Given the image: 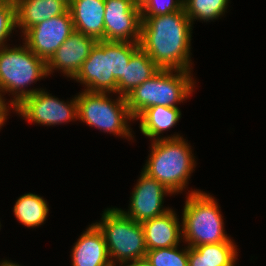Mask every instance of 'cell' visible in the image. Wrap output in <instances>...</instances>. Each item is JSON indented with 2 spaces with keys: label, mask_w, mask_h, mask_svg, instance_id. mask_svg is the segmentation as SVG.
<instances>
[{
  "label": "cell",
  "mask_w": 266,
  "mask_h": 266,
  "mask_svg": "<svg viewBox=\"0 0 266 266\" xmlns=\"http://www.w3.org/2000/svg\"><path fill=\"white\" fill-rule=\"evenodd\" d=\"M181 114L180 108L155 105L144 110L135 120L140 121L141 133L152 141L163 138H179L182 137L179 134L167 137H163L161 134L172 127L174 128L179 122Z\"/></svg>",
  "instance_id": "cell-18"
},
{
  "label": "cell",
  "mask_w": 266,
  "mask_h": 266,
  "mask_svg": "<svg viewBox=\"0 0 266 266\" xmlns=\"http://www.w3.org/2000/svg\"><path fill=\"white\" fill-rule=\"evenodd\" d=\"M74 30L72 16L68 10L29 28L23 34L22 40L35 55L48 62Z\"/></svg>",
  "instance_id": "cell-11"
},
{
  "label": "cell",
  "mask_w": 266,
  "mask_h": 266,
  "mask_svg": "<svg viewBox=\"0 0 266 266\" xmlns=\"http://www.w3.org/2000/svg\"><path fill=\"white\" fill-rule=\"evenodd\" d=\"M15 29L16 4L10 2H0V48L8 44L6 41L9 40Z\"/></svg>",
  "instance_id": "cell-25"
},
{
  "label": "cell",
  "mask_w": 266,
  "mask_h": 266,
  "mask_svg": "<svg viewBox=\"0 0 266 266\" xmlns=\"http://www.w3.org/2000/svg\"><path fill=\"white\" fill-rule=\"evenodd\" d=\"M119 266H153L147 257L140 258L136 261L127 264H121Z\"/></svg>",
  "instance_id": "cell-26"
},
{
  "label": "cell",
  "mask_w": 266,
  "mask_h": 266,
  "mask_svg": "<svg viewBox=\"0 0 266 266\" xmlns=\"http://www.w3.org/2000/svg\"><path fill=\"white\" fill-rule=\"evenodd\" d=\"M71 251L72 266H113L103 232L95 223L79 236Z\"/></svg>",
  "instance_id": "cell-14"
},
{
  "label": "cell",
  "mask_w": 266,
  "mask_h": 266,
  "mask_svg": "<svg viewBox=\"0 0 266 266\" xmlns=\"http://www.w3.org/2000/svg\"><path fill=\"white\" fill-rule=\"evenodd\" d=\"M18 0H0V2H10L16 4Z\"/></svg>",
  "instance_id": "cell-30"
},
{
  "label": "cell",
  "mask_w": 266,
  "mask_h": 266,
  "mask_svg": "<svg viewBox=\"0 0 266 266\" xmlns=\"http://www.w3.org/2000/svg\"><path fill=\"white\" fill-rule=\"evenodd\" d=\"M8 115H9V112H0V129L7 121Z\"/></svg>",
  "instance_id": "cell-28"
},
{
  "label": "cell",
  "mask_w": 266,
  "mask_h": 266,
  "mask_svg": "<svg viewBox=\"0 0 266 266\" xmlns=\"http://www.w3.org/2000/svg\"><path fill=\"white\" fill-rule=\"evenodd\" d=\"M136 186L130 197L128 211L119 208L132 220L142 223L146 220L163 215L171 208L163 206L164 197L171 193L163 184L148 176L141 170Z\"/></svg>",
  "instance_id": "cell-12"
},
{
  "label": "cell",
  "mask_w": 266,
  "mask_h": 266,
  "mask_svg": "<svg viewBox=\"0 0 266 266\" xmlns=\"http://www.w3.org/2000/svg\"><path fill=\"white\" fill-rule=\"evenodd\" d=\"M191 72L160 69L126 96L130 114L136 119L155 105L179 108L178 103H183L194 92L196 80Z\"/></svg>",
  "instance_id": "cell-5"
},
{
  "label": "cell",
  "mask_w": 266,
  "mask_h": 266,
  "mask_svg": "<svg viewBox=\"0 0 266 266\" xmlns=\"http://www.w3.org/2000/svg\"><path fill=\"white\" fill-rule=\"evenodd\" d=\"M230 0H183V8L192 24L196 20L210 22L225 15ZM196 19V20H195Z\"/></svg>",
  "instance_id": "cell-22"
},
{
  "label": "cell",
  "mask_w": 266,
  "mask_h": 266,
  "mask_svg": "<svg viewBox=\"0 0 266 266\" xmlns=\"http://www.w3.org/2000/svg\"><path fill=\"white\" fill-rule=\"evenodd\" d=\"M141 23L139 0H105L104 40L139 43Z\"/></svg>",
  "instance_id": "cell-10"
},
{
  "label": "cell",
  "mask_w": 266,
  "mask_h": 266,
  "mask_svg": "<svg viewBox=\"0 0 266 266\" xmlns=\"http://www.w3.org/2000/svg\"><path fill=\"white\" fill-rule=\"evenodd\" d=\"M142 17H153L180 11L183 0H139Z\"/></svg>",
  "instance_id": "cell-24"
},
{
  "label": "cell",
  "mask_w": 266,
  "mask_h": 266,
  "mask_svg": "<svg viewBox=\"0 0 266 266\" xmlns=\"http://www.w3.org/2000/svg\"><path fill=\"white\" fill-rule=\"evenodd\" d=\"M108 92L83 90L77 97L78 119L102 132L125 139L134 140L129 121L135 119L130 114L126 97L110 98Z\"/></svg>",
  "instance_id": "cell-7"
},
{
  "label": "cell",
  "mask_w": 266,
  "mask_h": 266,
  "mask_svg": "<svg viewBox=\"0 0 266 266\" xmlns=\"http://www.w3.org/2000/svg\"><path fill=\"white\" fill-rule=\"evenodd\" d=\"M187 193L181 217L182 238L187 246L234 241L225 233L217 199L197 189Z\"/></svg>",
  "instance_id": "cell-6"
},
{
  "label": "cell",
  "mask_w": 266,
  "mask_h": 266,
  "mask_svg": "<svg viewBox=\"0 0 266 266\" xmlns=\"http://www.w3.org/2000/svg\"><path fill=\"white\" fill-rule=\"evenodd\" d=\"M237 249L234 241L189 247L188 266H235Z\"/></svg>",
  "instance_id": "cell-20"
},
{
  "label": "cell",
  "mask_w": 266,
  "mask_h": 266,
  "mask_svg": "<svg viewBox=\"0 0 266 266\" xmlns=\"http://www.w3.org/2000/svg\"><path fill=\"white\" fill-rule=\"evenodd\" d=\"M148 250L177 246L182 238V223L173 209L141 223Z\"/></svg>",
  "instance_id": "cell-15"
},
{
  "label": "cell",
  "mask_w": 266,
  "mask_h": 266,
  "mask_svg": "<svg viewBox=\"0 0 266 266\" xmlns=\"http://www.w3.org/2000/svg\"><path fill=\"white\" fill-rule=\"evenodd\" d=\"M46 201L40 195L26 193L15 202L14 215L27 228L39 227L48 217L49 205Z\"/></svg>",
  "instance_id": "cell-21"
},
{
  "label": "cell",
  "mask_w": 266,
  "mask_h": 266,
  "mask_svg": "<svg viewBox=\"0 0 266 266\" xmlns=\"http://www.w3.org/2000/svg\"><path fill=\"white\" fill-rule=\"evenodd\" d=\"M178 246L148 250L146 257L153 266H188L189 247Z\"/></svg>",
  "instance_id": "cell-23"
},
{
  "label": "cell",
  "mask_w": 266,
  "mask_h": 266,
  "mask_svg": "<svg viewBox=\"0 0 266 266\" xmlns=\"http://www.w3.org/2000/svg\"><path fill=\"white\" fill-rule=\"evenodd\" d=\"M151 142V151L142 171L163 184L173 195L182 193L195 171L193 149L183 137Z\"/></svg>",
  "instance_id": "cell-3"
},
{
  "label": "cell",
  "mask_w": 266,
  "mask_h": 266,
  "mask_svg": "<svg viewBox=\"0 0 266 266\" xmlns=\"http://www.w3.org/2000/svg\"><path fill=\"white\" fill-rule=\"evenodd\" d=\"M192 25L184 8L142 17L139 45L160 69L191 71Z\"/></svg>",
  "instance_id": "cell-1"
},
{
  "label": "cell",
  "mask_w": 266,
  "mask_h": 266,
  "mask_svg": "<svg viewBox=\"0 0 266 266\" xmlns=\"http://www.w3.org/2000/svg\"><path fill=\"white\" fill-rule=\"evenodd\" d=\"M9 103L5 102L0 93V112H10Z\"/></svg>",
  "instance_id": "cell-27"
},
{
  "label": "cell",
  "mask_w": 266,
  "mask_h": 266,
  "mask_svg": "<svg viewBox=\"0 0 266 266\" xmlns=\"http://www.w3.org/2000/svg\"><path fill=\"white\" fill-rule=\"evenodd\" d=\"M102 212L101 220L95 224L103 232L112 265L146 257L148 249L142 224L129 218L119 208L111 207Z\"/></svg>",
  "instance_id": "cell-8"
},
{
  "label": "cell",
  "mask_w": 266,
  "mask_h": 266,
  "mask_svg": "<svg viewBox=\"0 0 266 266\" xmlns=\"http://www.w3.org/2000/svg\"><path fill=\"white\" fill-rule=\"evenodd\" d=\"M0 48V93L13 97L10 108H15L23 99L43 88H30L32 83L48 76L47 62L35 55L23 42L22 46ZM27 88V89H26Z\"/></svg>",
  "instance_id": "cell-4"
},
{
  "label": "cell",
  "mask_w": 266,
  "mask_h": 266,
  "mask_svg": "<svg viewBox=\"0 0 266 266\" xmlns=\"http://www.w3.org/2000/svg\"><path fill=\"white\" fill-rule=\"evenodd\" d=\"M0 266H21V265L11 262L10 260H2V262L0 261Z\"/></svg>",
  "instance_id": "cell-29"
},
{
  "label": "cell",
  "mask_w": 266,
  "mask_h": 266,
  "mask_svg": "<svg viewBox=\"0 0 266 266\" xmlns=\"http://www.w3.org/2000/svg\"><path fill=\"white\" fill-rule=\"evenodd\" d=\"M160 68L139 47L130 58L124 71V76L117 82V95L126 97L136 87L143 84L146 80L154 76Z\"/></svg>",
  "instance_id": "cell-19"
},
{
  "label": "cell",
  "mask_w": 266,
  "mask_h": 266,
  "mask_svg": "<svg viewBox=\"0 0 266 266\" xmlns=\"http://www.w3.org/2000/svg\"><path fill=\"white\" fill-rule=\"evenodd\" d=\"M139 47V43L98 41L72 80L80 82L89 92L117 94V82L124 76L131 55Z\"/></svg>",
  "instance_id": "cell-2"
},
{
  "label": "cell",
  "mask_w": 266,
  "mask_h": 266,
  "mask_svg": "<svg viewBox=\"0 0 266 266\" xmlns=\"http://www.w3.org/2000/svg\"><path fill=\"white\" fill-rule=\"evenodd\" d=\"M69 10L65 0H18L16 3V28L22 35L31 27L36 26Z\"/></svg>",
  "instance_id": "cell-17"
},
{
  "label": "cell",
  "mask_w": 266,
  "mask_h": 266,
  "mask_svg": "<svg viewBox=\"0 0 266 266\" xmlns=\"http://www.w3.org/2000/svg\"><path fill=\"white\" fill-rule=\"evenodd\" d=\"M97 42L93 37L74 30L47 62L48 75L59 70L73 79Z\"/></svg>",
  "instance_id": "cell-13"
},
{
  "label": "cell",
  "mask_w": 266,
  "mask_h": 266,
  "mask_svg": "<svg viewBox=\"0 0 266 266\" xmlns=\"http://www.w3.org/2000/svg\"><path fill=\"white\" fill-rule=\"evenodd\" d=\"M67 102V103H66ZM64 102L45 89L23 99L13 112L27 122L45 126H56L78 119L77 97Z\"/></svg>",
  "instance_id": "cell-9"
},
{
  "label": "cell",
  "mask_w": 266,
  "mask_h": 266,
  "mask_svg": "<svg viewBox=\"0 0 266 266\" xmlns=\"http://www.w3.org/2000/svg\"><path fill=\"white\" fill-rule=\"evenodd\" d=\"M69 11L75 31L104 40L105 0H72Z\"/></svg>",
  "instance_id": "cell-16"
}]
</instances>
